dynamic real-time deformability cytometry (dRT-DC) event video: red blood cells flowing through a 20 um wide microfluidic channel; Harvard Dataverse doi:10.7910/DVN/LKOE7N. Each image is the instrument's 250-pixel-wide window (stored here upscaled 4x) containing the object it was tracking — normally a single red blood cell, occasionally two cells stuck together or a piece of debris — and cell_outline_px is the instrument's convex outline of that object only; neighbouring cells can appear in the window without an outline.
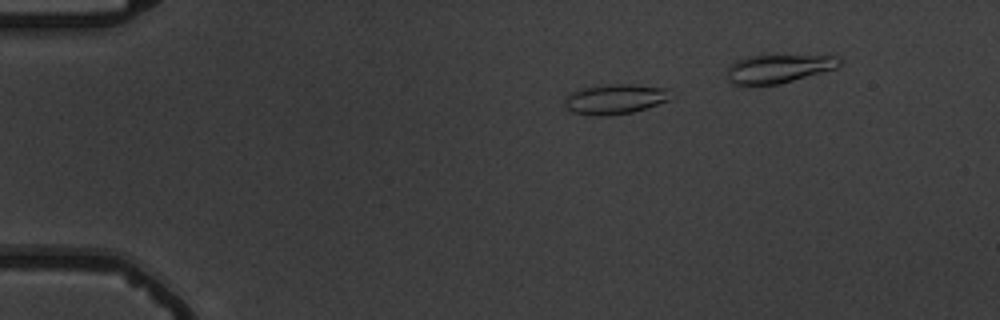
{"species": "common noctule bat (a hibernating species)", "species_latin": "Nyctalus noctula", "temperature_condition": "warm", "stored_images_in_passage": 7, "camera_frame_rate_fps": 3000, "um_per_image_px": 0.085, "animal": {"sex": "male", "body_mass_g": 19.5, "forearm_length_mm": 54.6}, "frame": {"image": 1, "passage_image": 3, "time_ms": 2.333, "image_size_px": [1000, 320], "cell_outline_px": [[676, 96], [668, 100], [632, 112], [600, 116], [572, 112], [564, 104], [564, 100], [568, 92], [584, 88], [608, 84], [636, 84], [668, 88]], "centroid_in_image_um": [52.32, 8.4], "position_along_channel_um": 32.7, "area_um2": 18.61}}